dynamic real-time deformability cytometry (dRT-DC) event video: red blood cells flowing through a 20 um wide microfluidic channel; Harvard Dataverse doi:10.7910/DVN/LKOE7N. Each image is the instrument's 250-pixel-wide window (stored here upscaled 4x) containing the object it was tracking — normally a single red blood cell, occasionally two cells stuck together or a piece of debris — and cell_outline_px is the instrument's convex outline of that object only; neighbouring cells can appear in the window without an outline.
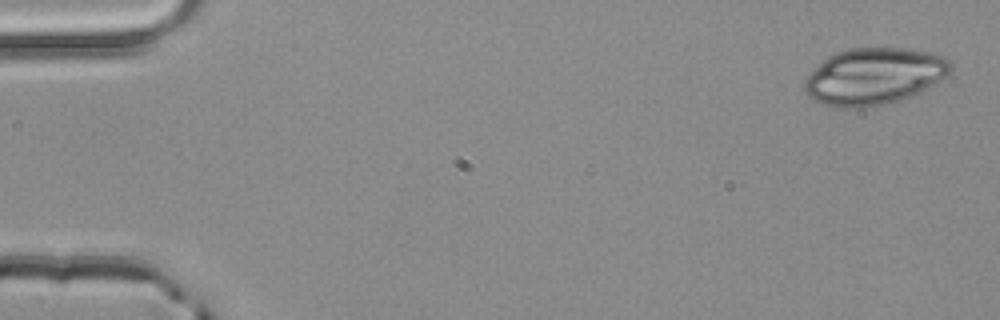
{"species": "common noctule bat (a hibernating species)", "species_latin": "Nyctalus noctula", "temperature_condition": "room temperature", "stored_images_in_passage": 4, "segment_of_instrument_passage": [1, 2], "camera_frame_rate_fps": 3000, "um_per_image_px": 0.085, "animal": {"sex": "male", "body_mass_g": 20.4}, "frame": {"image": 1, "passage_image": 1, "time_ms": 0.0, "image_size_px": [1000, 320], "cell_outline_px": [[952, 68], [944, 76], [928, 88], [920, 92], [900, 100], [884, 104], [856, 108], [836, 108], [812, 100], [804, 92], [804, 80], [828, 56], [836, 52], [852, 48], [904, 48], [932, 52], [944, 56], [952, 64]], "centroid_in_image_um": [74.28, 6.49], "position_along_channel_um": 10.7, "area_um2": 48.15}}